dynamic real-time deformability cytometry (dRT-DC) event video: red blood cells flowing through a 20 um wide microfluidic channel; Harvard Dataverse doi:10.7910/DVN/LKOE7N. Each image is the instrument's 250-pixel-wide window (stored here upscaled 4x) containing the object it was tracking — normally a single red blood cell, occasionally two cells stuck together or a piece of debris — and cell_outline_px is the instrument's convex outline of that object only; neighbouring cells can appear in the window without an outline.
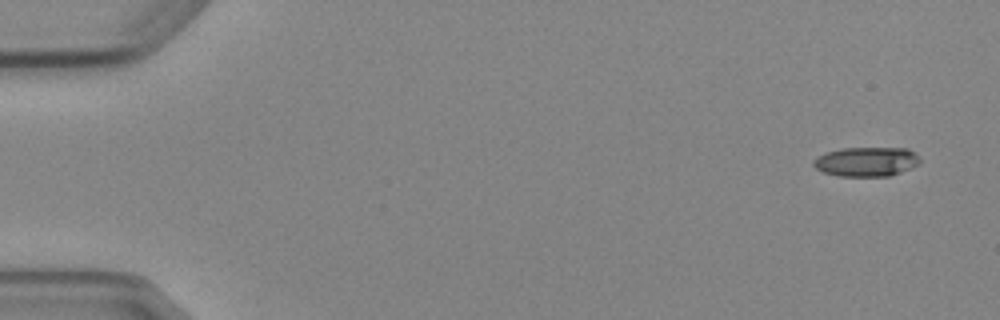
{"species": "Egyptian fruit bat (a non-hibernating species)", "species_latin": "Rousettus aegyptiacus", "temperature_condition": "cold", "stored_images_in_passage": 5, "camera_frame_rate_fps": 3000, "um_per_image_px": 0.085, "animal": {"sex": "female"}, "frame": {"image": 1, "passage_image": 1, "time_ms": 0.0, "image_size_px": [1000, 320], "cell_outline_px": [[920, 164], [912, 168], [888, 176], [840, 176], [824, 172], [816, 168], [812, 164], [812, 160], [828, 152], [840, 148], [908, 148], [916, 152], [920, 160]], "centroid_in_image_um": [73.69, 13.74], "position_along_channel_um": 11.3, "area_um2": 18.26}}